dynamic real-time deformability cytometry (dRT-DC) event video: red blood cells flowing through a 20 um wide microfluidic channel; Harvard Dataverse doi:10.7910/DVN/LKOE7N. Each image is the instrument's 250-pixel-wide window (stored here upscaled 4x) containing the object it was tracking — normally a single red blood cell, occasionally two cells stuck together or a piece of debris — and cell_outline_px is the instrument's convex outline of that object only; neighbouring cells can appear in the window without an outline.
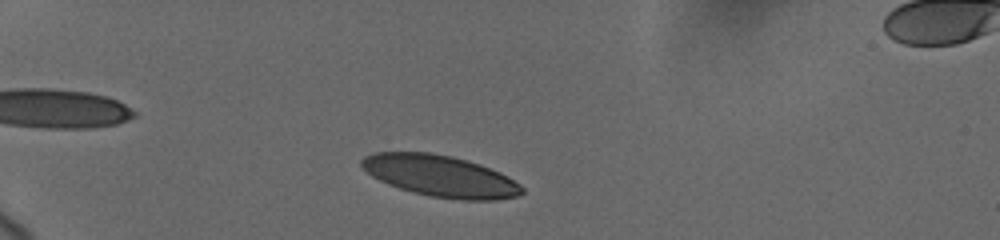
{"species": "human", "species_latin": "Homo sapiens", "temperature_condition": "cold", "stored_images_in_passage": 46, "camera_frame_rate_fps": 3000, "um_per_image_px": 0.085, "donor": {"sex": "female"}, "frame": {"image": 1, "passage_image": 6, "time_ms": 1.333, "image_size_px": [1000, 240], "cell_outline_px": [[524, 192], [516, 196], [496, 200], [460, 200], [428, 196], [412, 192], [388, 184], [372, 176], [360, 164], [360, 160], [364, 156], [372, 152], [428, 152], [452, 156], [480, 164], [500, 172], [508, 176], [520, 184], [524, 188]], "centroid_in_image_um": [37.43, 14.96], "position_along_channel_um": 47.6, "area_um2": 38.84}}
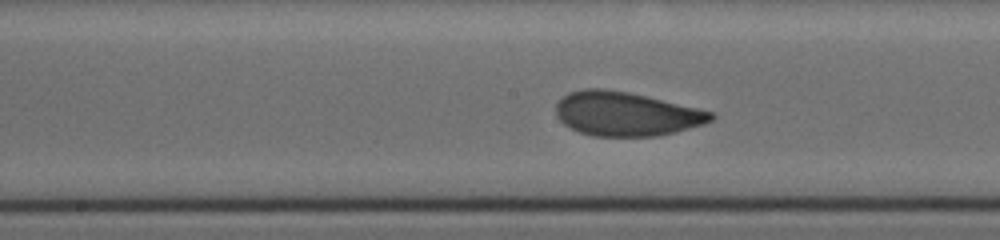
{"frame": {"image": 2, "passage_image": 29, "time_ms": 6.667, "image_size_px": [1000, 240], "cell_outline_px": [[716, 116], [712, 120], [704, 124], [676, 132], [656, 136], [592, 136], [580, 132], [564, 124], [556, 116], [556, 104], [560, 96], [568, 92], [584, 88], [604, 88], [628, 92], [696, 108], [712, 112]], "centroid_in_image_um": [53.17, 9.67], "position_along_channel_um": 195.0, "area_um2": 39.77}}
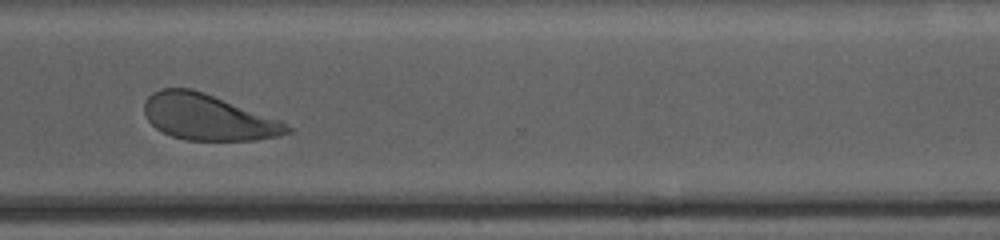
{"frame": {"image": 3, "passage_image": 45, "time_ms": 11.0, "image_size_px": [1000, 240], "cell_outline_px": [[292, 132], [280, 136], [256, 140], [184, 140], [172, 136], [156, 128], [148, 120], [144, 112], [144, 104], [148, 96], [152, 92], [160, 88], [192, 88], [204, 92], [280, 120], [288, 124], [292, 128]], "centroid_in_image_um": [17.68, 9.96], "position_along_channel_um": 352.9, "area_um2": 38.26}}